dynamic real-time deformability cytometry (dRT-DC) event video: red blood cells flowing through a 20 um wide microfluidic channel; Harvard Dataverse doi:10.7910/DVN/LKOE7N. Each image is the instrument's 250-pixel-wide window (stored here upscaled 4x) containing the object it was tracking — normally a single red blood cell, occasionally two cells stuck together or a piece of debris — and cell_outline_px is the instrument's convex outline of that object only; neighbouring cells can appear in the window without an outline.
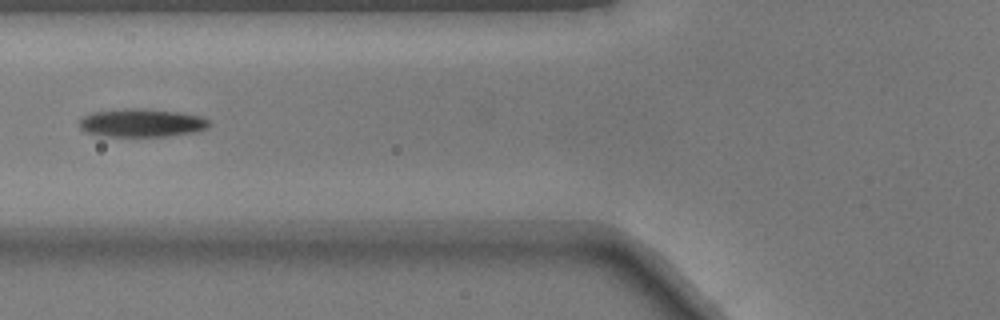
{"species": "common noctule bat (a hibernating species)", "species_latin": "Nyctalus noctula", "temperature_condition": "warm", "stored_images_in_passage": 33, "segment_of_instrument_passage": [2, 2], "camera_frame_rate_fps": 3000, "um_per_image_px": 0.085, "animal": {"sex": "male", "body_mass_g": 17.9}, "frame": {"image": 1, "passage_image": 6, "time_ms": 1.667, "image_size_px": [1000, 320], "cell_outline_px": [[212, 124], [208, 128], [196, 132], [168, 136], [100, 136], [88, 132], [80, 128], [80, 120], [84, 116], [92, 112], [124, 108], [144, 108], [176, 112], [200, 116], [208, 120]], "centroid_in_image_um": [12.06, 10.44], "position_along_channel_um": 113.7, "area_um2": 21.39}}
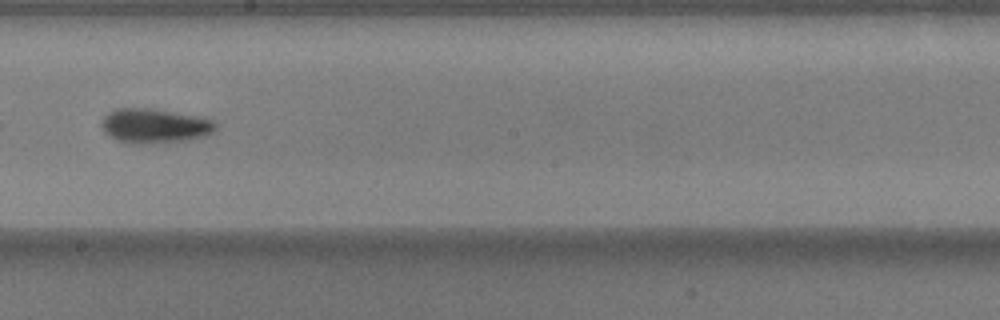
{"frame": {"image": 2, "passage_image": 15, "time_ms": 4.667, "image_size_px": [1000, 320], "cell_outline_px": [[216, 132], [204, 136], [188, 140], [156, 144], [136, 144], [120, 140], [104, 132], [100, 124], [100, 120], [108, 112], [116, 108], [152, 108], [196, 116], [212, 120], [216, 124]], "centroid_in_image_um": [13.14, 10.7], "position_along_channel_um": 235.1, "area_um2": 23.12}}
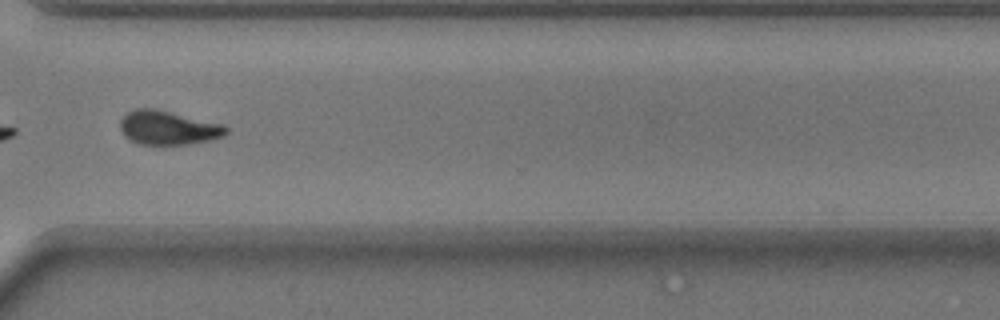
{"frame": {"image": 3, "passage_image": 24, "time_ms": 7.667, "image_size_px": [1000, 320], "cell_outline_px": [[228, 132], [224, 136], [208, 140], [188, 144], [140, 144], [124, 136], [120, 128], [120, 120], [132, 108], [152, 108], [224, 124], [228, 128]], "centroid_in_image_um": [14.29, 10.85], "position_along_channel_um": 356.3, "area_um2": 20.81}}